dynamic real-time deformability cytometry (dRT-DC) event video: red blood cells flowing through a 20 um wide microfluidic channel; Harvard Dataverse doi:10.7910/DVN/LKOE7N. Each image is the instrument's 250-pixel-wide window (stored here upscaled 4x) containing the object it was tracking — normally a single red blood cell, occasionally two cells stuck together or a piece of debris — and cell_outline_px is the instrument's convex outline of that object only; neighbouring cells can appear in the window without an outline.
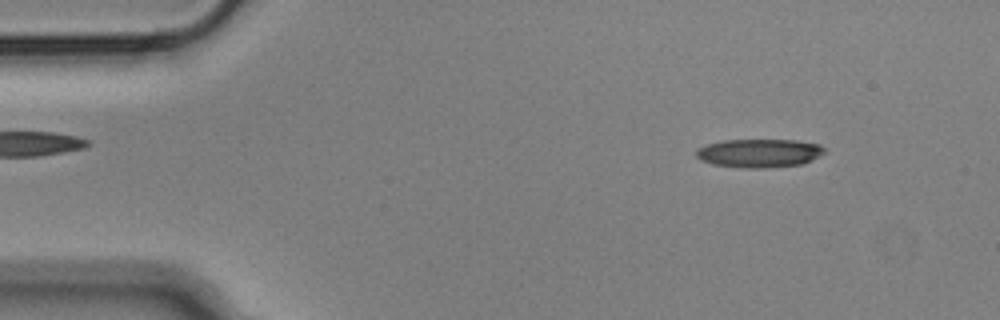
{"species": "Egyptian fruit bat (a non-hibernating species)", "species_latin": "Rousettus aegyptiacus", "temperature_condition": "cold", "stored_images_in_passage": 54, "camera_frame_rate_fps": 3000, "um_per_image_px": 0.085, "animal": {"sex": "male"}, "frame": {"image": 1, "passage_image": 6, "time_ms": 1.667, "image_size_px": [1000, 320], "cell_outline_px": [[828, 152], [812, 160], [800, 164], [764, 168], [740, 168], [712, 164], [700, 160], [696, 156], [696, 152], [700, 148], [708, 144], [724, 140], [796, 140], [820, 144]], "centroid_in_image_um": [64.57, 13.02], "position_along_channel_um": 20.4, "area_um2": 21.39}}
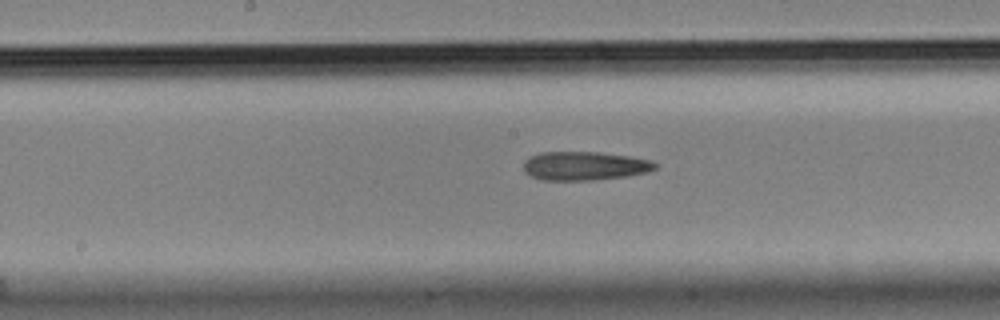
{"frame": {"image": 2, "passage_image": 27, "time_ms": 8.667, "image_size_px": [1000, 320], "cell_outline_px": [[656, 168], [648, 172], [624, 176], [592, 180], [540, 180], [524, 172], [524, 160], [528, 156], [540, 152], [600, 152], [632, 156], [652, 160], [656, 164]], "centroid_in_image_um": [49.67, 14.09], "position_along_channel_um": 198.5, "area_um2": 22.2}}
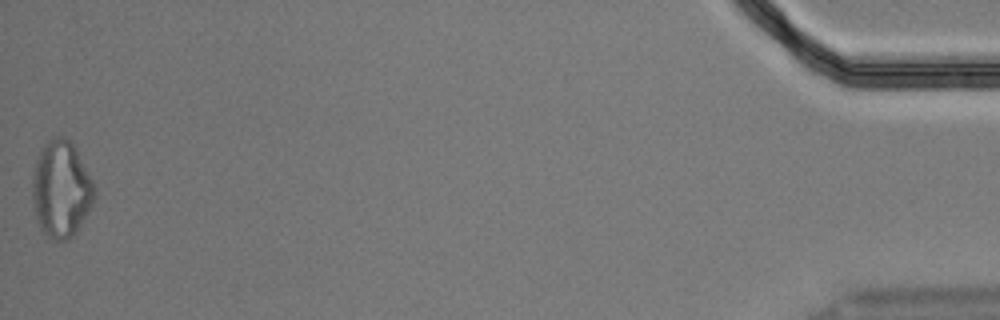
{"frame": {"image": 3, "passage_image": 54, "time_ms": 17.667, "image_size_px": [1000, 320], "cell_outline_px": [[96, 196], [76, 232], [68, 240], [56, 240], [48, 236], [40, 228], [36, 216], [32, 196], [32, 176], [36, 160], [44, 144], [52, 136], [64, 136], [76, 148], [96, 188]], "centroid_in_image_um": [5.2, 16.06], "position_along_channel_um": 430.0, "area_um2": 34.8}, "authors_computed_cell_mechanics": {"area_um2": 22.3975, "velocity_mm_per_s": 3.6465, "shape_relaxation_time_tau1_ms": null, "shape_relaxation_time_tau2_ms": 6.8479, "deformation_change_tau1": null, "deformation_change_tau2": 0.2201}}